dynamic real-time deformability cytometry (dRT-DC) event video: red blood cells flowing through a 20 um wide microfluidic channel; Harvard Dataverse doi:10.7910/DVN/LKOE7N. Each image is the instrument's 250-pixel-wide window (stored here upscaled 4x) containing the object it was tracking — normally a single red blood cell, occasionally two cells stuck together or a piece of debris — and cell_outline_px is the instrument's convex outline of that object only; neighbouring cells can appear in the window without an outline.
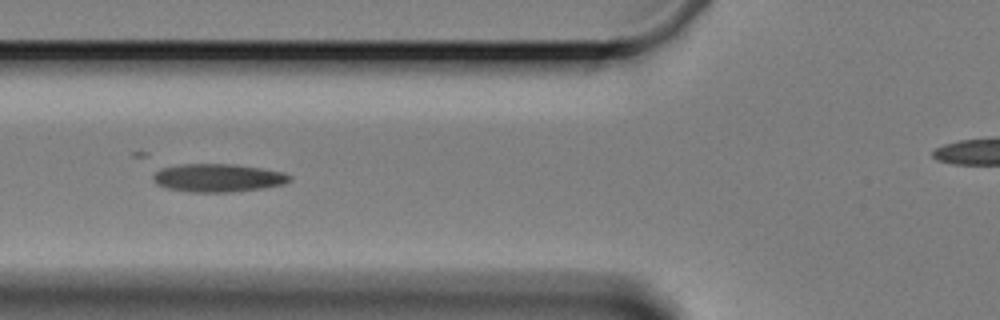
{"species": "Egyptian fruit bat (a non-hibernating species)", "species_latin": "Rousettus aegyptiacus", "temperature_condition": "cold", "stored_images_in_passage": 7, "segment_of_instrument_passage": [1, 2], "camera_frame_rate_fps": 3000, "um_per_image_px": 0.085, "animal": {"sex": "female"}, "frame": {"image": 1, "passage_image": 3, "time_ms": 2.333, "image_size_px": [1000, 320], "cell_outline_px": [[292, 180], [284, 184], [260, 188], [232, 192], [188, 192], [168, 188], [156, 184], [152, 180], [152, 176], [160, 168], [184, 164], [236, 164], [284, 172], [292, 176]], "centroid_in_image_um": [18.53, 15.12], "position_along_channel_um": 107.3, "area_um2": 22.43}}
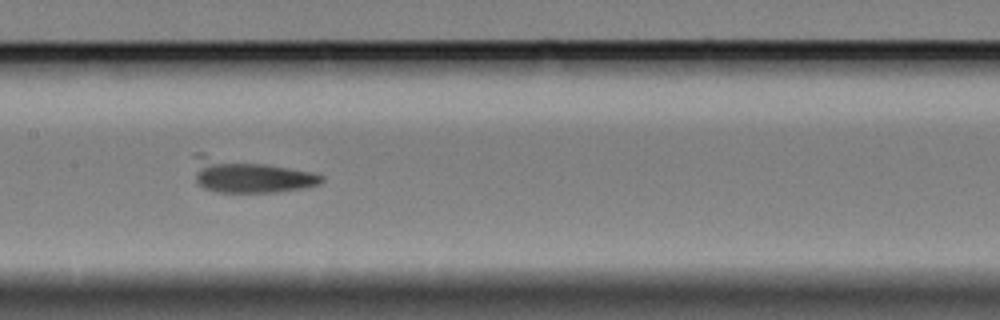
{"frame": {"image": 2, "passage_image": 5, "time_ms": 4.667, "image_size_px": [1000, 320], "cell_outline_px": [[324, 180], [320, 184], [304, 188], [276, 192], [216, 192], [204, 188], [196, 180], [196, 152], [200, 152], [312, 172], [324, 176]], "centroid_in_image_um": [21.21, 14.93], "position_along_channel_um": 186.2, "area_um2": 24.97}}
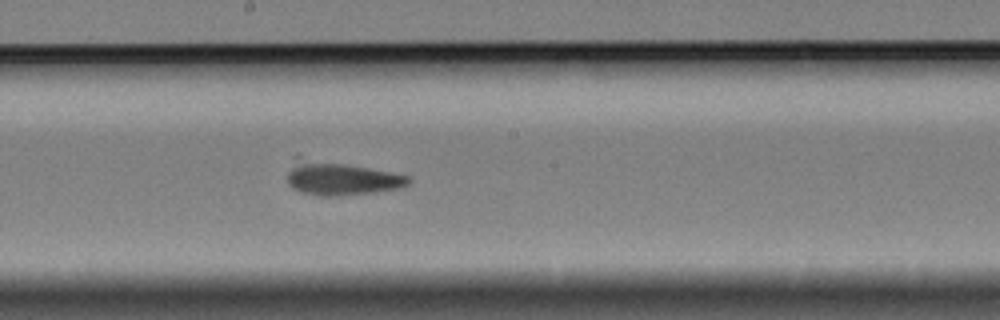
{"frame": {"image": 3, "passage_image": 6, "time_ms": 5.667, "image_size_px": [1000, 320], "cell_outline_px": [[412, 180], [408, 184], [400, 188], [372, 192], [340, 196], [320, 196], [300, 192], [292, 188], [288, 184], [288, 172], [296, 156], [368, 168], [412, 176]], "centroid_in_image_um": [28.94, 15.17], "position_along_channel_um": 219.3, "area_um2": 23.58}}